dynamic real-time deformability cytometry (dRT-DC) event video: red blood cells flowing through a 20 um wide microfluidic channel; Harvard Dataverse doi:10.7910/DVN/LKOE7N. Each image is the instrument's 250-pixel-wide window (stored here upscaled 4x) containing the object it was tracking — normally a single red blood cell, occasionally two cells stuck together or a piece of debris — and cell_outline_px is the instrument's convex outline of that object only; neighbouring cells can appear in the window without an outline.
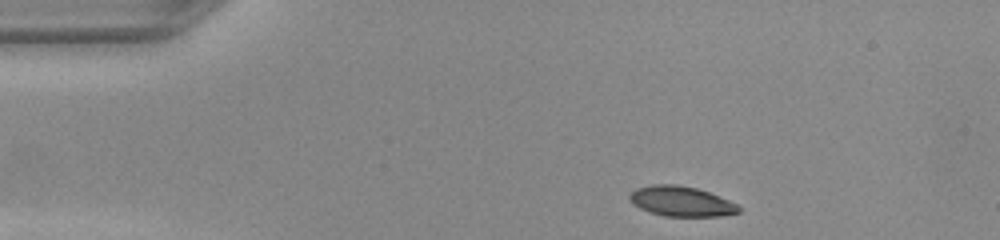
{"species": "common noctule bat (a hibernating species)", "species_latin": "Nyctalus noctula", "temperature_condition": "warm", "stored_images_in_passage": 34, "camera_frame_rate_fps": 3000, "um_per_image_px": 0.085, "animal": {"sex": "female", "body_mass_g": 22.0, "forearm_length_mm": 56.7}, "frame": {"image": 1, "passage_image": 1, "time_ms": 0.0, "image_size_px": [1000, 240], "cell_outline_px": [[740, 212], [720, 216], [664, 216], [640, 208], [632, 204], [628, 200], [628, 196], [636, 188], [652, 184], [676, 184], [696, 188], [708, 192], [728, 200], [736, 204], [740, 208]], "centroid_in_image_um": [57.86, 17.11], "position_along_channel_um": 27.1, "area_um2": 19.02}}
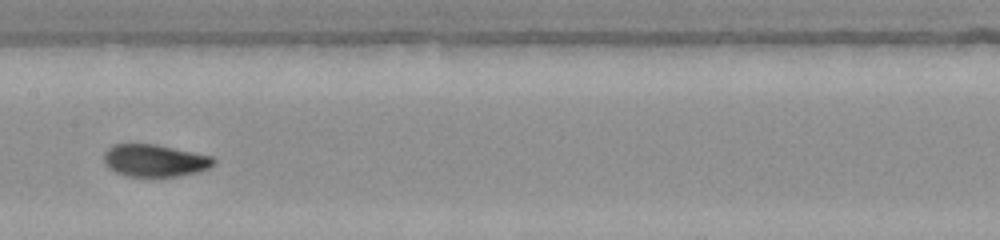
{"frame": {"image": 2, "passage_image": 18, "time_ms": 5.667, "image_size_px": [1000, 240], "cell_outline_px": [[216, 164], [208, 168], [196, 172], [176, 176], [124, 176], [112, 172], [104, 164], [104, 152], [112, 144], [156, 144], [212, 156], [216, 160]], "centroid_in_image_um": [13.11, 13.64], "position_along_channel_um": 194.3, "area_um2": 20.81}}
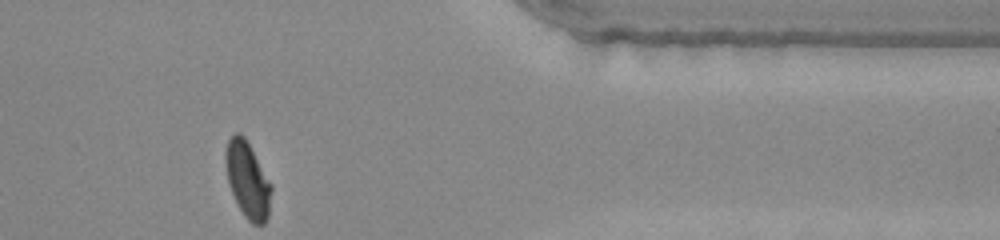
{"frame": {"image": 3, "passage_image": 34, "time_ms": 11.0, "image_size_px": [1000, 240], "cell_outline_px": [[272, 188], [268, 216], [264, 224], [252, 224], [244, 216], [228, 184], [224, 164], [224, 156], [228, 140], [236, 132], [240, 132], [244, 136], [272, 184]], "centroid_in_image_um": [21.04, 15.28], "position_along_channel_um": 390.4, "area_um2": 20.29}}